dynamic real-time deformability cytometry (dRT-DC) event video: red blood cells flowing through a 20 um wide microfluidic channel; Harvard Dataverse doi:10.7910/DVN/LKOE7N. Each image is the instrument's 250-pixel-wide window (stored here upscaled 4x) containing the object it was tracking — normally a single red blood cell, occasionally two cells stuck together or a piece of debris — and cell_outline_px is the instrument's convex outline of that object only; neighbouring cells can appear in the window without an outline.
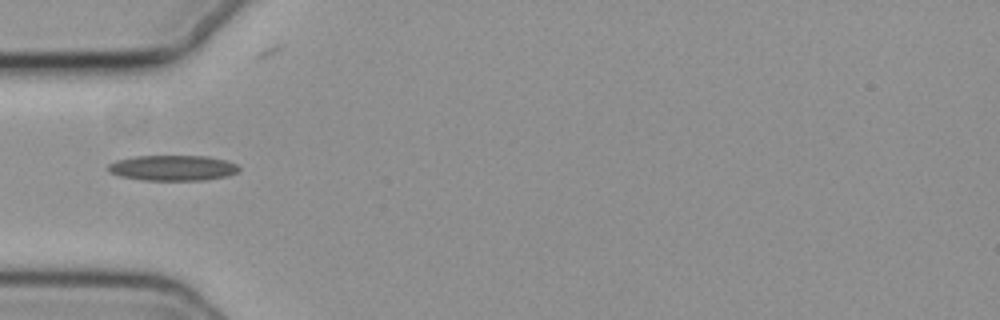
{"species": "common noctule bat (a hibernating species)", "species_latin": "Nyctalus noctula", "temperature_condition": "cold", "stored_images_in_passage": 15, "camera_frame_rate_fps": 3000, "um_per_image_px": 0.085, "animal": {"sex": "female", "body_mass_g": 19.3, "forearm_length_mm": 54.1}, "frame": {"image": 1, "passage_image": 1, "time_ms": 0.0, "image_size_px": [1000, 320], "cell_outline_px": [[240, 168], [236, 172], [228, 176], [204, 180], [144, 180], [120, 176], [108, 172], [108, 164], [116, 160], [136, 156], [208, 156], [228, 160], [236, 164]], "centroid_in_image_um": [14.69, 14.27], "position_along_channel_um": 70.3, "area_um2": 19.48}}
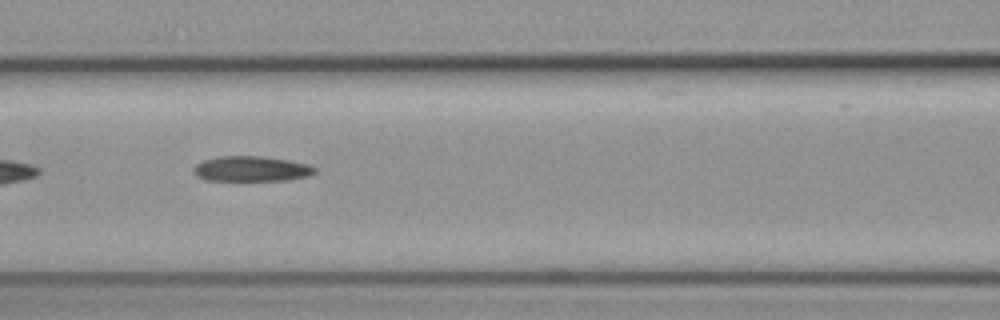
{"frame": {"image": 2, "passage_image": 7, "time_ms": 2.0, "image_size_px": [1000, 320], "cell_outline_px": [[316, 172], [308, 176], [288, 180], [208, 180], [196, 176], [192, 172], [192, 168], [196, 164], [204, 160], [216, 156], [264, 156], [288, 160], [308, 164], [316, 168]], "centroid_in_image_um": [21.34, 14.34], "position_along_channel_um": 145.3, "area_um2": 17.92}}